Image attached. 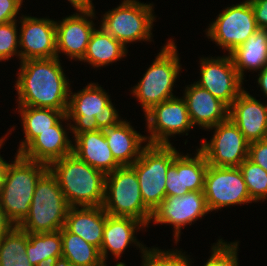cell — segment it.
<instances>
[{
    "mask_svg": "<svg viewBox=\"0 0 267 266\" xmlns=\"http://www.w3.org/2000/svg\"><path fill=\"white\" fill-rule=\"evenodd\" d=\"M204 195L210 212L224 207L255 203L249 195L239 167H216L208 165Z\"/></svg>",
    "mask_w": 267,
    "mask_h": 266,
    "instance_id": "obj_11",
    "label": "cell"
},
{
    "mask_svg": "<svg viewBox=\"0 0 267 266\" xmlns=\"http://www.w3.org/2000/svg\"><path fill=\"white\" fill-rule=\"evenodd\" d=\"M26 255L33 266H55L61 263V230L46 233L26 232Z\"/></svg>",
    "mask_w": 267,
    "mask_h": 266,
    "instance_id": "obj_28",
    "label": "cell"
},
{
    "mask_svg": "<svg viewBox=\"0 0 267 266\" xmlns=\"http://www.w3.org/2000/svg\"><path fill=\"white\" fill-rule=\"evenodd\" d=\"M105 223L106 212L103 206L70 207L64 228L100 250Z\"/></svg>",
    "mask_w": 267,
    "mask_h": 266,
    "instance_id": "obj_25",
    "label": "cell"
},
{
    "mask_svg": "<svg viewBox=\"0 0 267 266\" xmlns=\"http://www.w3.org/2000/svg\"><path fill=\"white\" fill-rule=\"evenodd\" d=\"M18 20L0 25V62L17 56L20 60Z\"/></svg>",
    "mask_w": 267,
    "mask_h": 266,
    "instance_id": "obj_35",
    "label": "cell"
},
{
    "mask_svg": "<svg viewBox=\"0 0 267 266\" xmlns=\"http://www.w3.org/2000/svg\"><path fill=\"white\" fill-rule=\"evenodd\" d=\"M14 158L11 163L8 162L0 203L7 217L18 226L29 214L37 182L49 167L17 153Z\"/></svg>",
    "mask_w": 267,
    "mask_h": 266,
    "instance_id": "obj_4",
    "label": "cell"
},
{
    "mask_svg": "<svg viewBox=\"0 0 267 266\" xmlns=\"http://www.w3.org/2000/svg\"><path fill=\"white\" fill-rule=\"evenodd\" d=\"M195 152L193 157L180 152L174 158L166 174V196H183L190 191H204L208 163L198 147Z\"/></svg>",
    "mask_w": 267,
    "mask_h": 266,
    "instance_id": "obj_18",
    "label": "cell"
},
{
    "mask_svg": "<svg viewBox=\"0 0 267 266\" xmlns=\"http://www.w3.org/2000/svg\"><path fill=\"white\" fill-rule=\"evenodd\" d=\"M204 191H190L183 196H166L152 212L154 224L173 227L174 243L180 240L181 230L209 214Z\"/></svg>",
    "mask_w": 267,
    "mask_h": 266,
    "instance_id": "obj_15",
    "label": "cell"
},
{
    "mask_svg": "<svg viewBox=\"0 0 267 266\" xmlns=\"http://www.w3.org/2000/svg\"><path fill=\"white\" fill-rule=\"evenodd\" d=\"M128 50L100 25L92 32L84 57L80 60L94 68L116 63L127 57Z\"/></svg>",
    "mask_w": 267,
    "mask_h": 266,
    "instance_id": "obj_27",
    "label": "cell"
},
{
    "mask_svg": "<svg viewBox=\"0 0 267 266\" xmlns=\"http://www.w3.org/2000/svg\"><path fill=\"white\" fill-rule=\"evenodd\" d=\"M199 60L200 79L195 83L230 107L245 88L230 54Z\"/></svg>",
    "mask_w": 267,
    "mask_h": 266,
    "instance_id": "obj_14",
    "label": "cell"
},
{
    "mask_svg": "<svg viewBox=\"0 0 267 266\" xmlns=\"http://www.w3.org/2000/svg\"><path fill=\"white\" fill-rule=\"evenodd\" d=\"M21 117L24 138L19 141L17 154H19L37 135L54 126L65 114L52 108L18 106L16 108Z\"/></svg>",
    "mask_w": 267,
    "mask_h": 266,
    "instance_id": "obj_29",
    "label": "cell"
},
{
    "mask_svg": "<svg viewBox=\"0 0 267 266\" xmlns=\"http://www.w3.org/2000/svg\"><path fill=\"white\" fill-rule=\"evenodd\" d=\"M69 208L56 176L48 169L37 182L29 214L18 226L27 233L61 230Z\"/></svg>",
    "mask_w": 267,
    "mask_h": 266,
    "instance_id": "obj_6",
    "label": "cell"
},
{
    "mask_svg": "<svg viewBox=\"0 0 267 266\" xmlns=\"http://www.w3.org/2000/svg\"><path fill=\"white\" fill-rule=\"evenodd\" d=\"M186 252L178 249L148 248L141 256V266H191L194 263Z\"/></svg>",
    "mask_w": 267,
    "mask_h": 266,
    "instance_id": "obj_33",
    "label": "cell"
},
{
    "mask_svg": "<svg viewBox=\"0 0 267 266\" xmlns=\"http://www.w3.org/2000/svg\"><path fill=\"white\" fill-rule=\"evenodd\" d=\"M257 26L267 30V0H250Z\"/></svg>",
    "mask_w": 267,
    "mask_h": 266,
    "instance_id": "obj_38",
    "label": "cell"
},
{
    "mask_svg": "<svg viewBox=\"0 0 267 266\" xmlns=\"http://www.w3.org/2000/svg\"><path fill=\"white\" fill-rule=\"evenodd\" d=\"M73 154L105 175L120 168L107 144L103 130L83 132L73 137Z\"/></svg>",
    "mask_w": 267,
    "mask_h": 266,
    "instance_id": "obj_23",
    "label": "cell"
},
{
    "mask_svg": "<svg viewBox=\"0 0 267 266\" xmlns=\"http://www.w3.org/2000/svg\"><path fill=\"white\" fill-rule=\"evenodd\" d=\"M58 57L20 61L14 85L17 106L67 111L71 84Z\"/></svg>",
    "mask_w": 267,
    "mask_h": 266,
    "instance_id": "obj_1",
    "label": "cell"
},
{
    "mask_svg": "<svg viewBox=\"0 0 267 266\" xmlns=\"http://www.w3.org/2000/svg\"><path fill=\"white\" fill-rule=\"evenodd\" d=\"M19 16L20 61L56 57V24L49 17Z\"/></svg>",
    "mask_w": 267,
    "mask_h": 266,
    "instance_id": "obj_16",
    "label": "cell"
},
{
    "mask_svg": "<svg viewBox=\"0 0 267 266\" xmlns=\"http://www.w3.org/2000/svg\"><path fill=\"white\" fill-rule=\"evenodd\" d=\"M103 209L110 216L132 217L150 227L152 212L145 206L138 178L131 166L106 175Z\"/></svg>",
    "mask_w": 267,
    "mask_h": 266,
    "instance_id": "obj_9",
    "label": "cell"
},
{
    "mask_svg": "<svg viewBox=\"0 0 267 266\" xmlns=\"http://www.w3.org/2000/svg\"><path fill=\"white\" fill-rule=\"evenodd\" d=\"M147 226L132 217L110 216L106 213V223L103 232V240L100 248L102 261L106 264L108 260V252L112 254L114 259L120 260L121 255L128 246H136L141 252V256L148 249L141 241H138L135 234Z\"/></svg>",
    "mask_w": 267,
    "mask_h": 266,
    "instance_id": "obj_20",
    "label": "cell"
},
{
    "mask_svg": "<svg viewBox=\"0 0 267 266\" xmlns=\"http://www.w3.org/2000/svg\"><path fill=\"white\" fill-rule=\"evenodd\" d=\"M183 91L193 127L197 125L208 130L229 118V107L195 82L185 86Z\"/></svg>",
    "mask_w": 267,
    "mask_h": 266,
    "instance_id": "obj_22",
    "label": "cell"
},
{
    "mask_svg": "<svg viewBox=\"0 0 267 266\" xmlns=\"http://www.w3.org/2000/svg\"><path fill=\"white\" fill-rule=\"evenodd\" d=\"M0 266H33L26 255V231L19 226L0 242Z\"/></svg>",
    "mask_w": 267,
    "mask_h": 266,
    "instance_id": "obj_31",
    "label": "cell"
},
{
    "mask_svg": "<svg viewBox=\"0 0 267 266\" xmlns=\"http://www.w3.org/2000/svg\"><path fill=\"white\" fill-rule=\"evenodd\" d=\"M55 266H78V265H73V264H69V263L61 262V263H59V264H56Z\"/></svg>",
    "mask_w": 267,
    "mask_h": 266,
    "instance_id": "obj_43",
    "label": "cell"
},
{
    "mask_svg": "<svg viewBox=\"0 0 267 266\" xmlns=\"http://www.w3.org/2000/svg\"><path fill=\"white\" fill-rule=\"evenodd\" d=\"M210 130H214L213 136L208 141L204 138L198 148L208 165L238 167L248 158L249 142L230 118L208 129Z\"/></svg>",
    "mask_w": 267,
    "mask_h": 266,
    "instance_id": "obj_12",
    "label": "cell"
},
{
    "mask_svg": "<svg viewBox=\"0 0 267 266\" xmlns=\"http://www.w3.org/2000/svg\"><path fill=\"white\" fill-rule=\"evenodd\" d=\"M70 207L103 206L106 175L73 153L49 166Z\"/></svg>",
    "mask_w": 267,
    "mask_h": 266,
    "instance_id": "obj_2",
    "label": "cell"
},
{
    "mask_svg": "<svg viewBox=\"0 0 267 266\" xmlns=\"http://www.w3.org/2000/svg\"><path fill=\"white\" fill-rule=\"evenodd\" d=\"M15 227V224L7 217L0 203V242Z\"/></svg>",
    "mask_w": 267,
    "mask_h": 266,
    "instance_id": "obj_39",
    "label": "cell"
},
{
    "mask_svg": "<svg viewBox=\"0 0 267 266\" xmlns=\"http://www.w3.org/2000/svg\"><path fill=\"white\" fill-rule=\"evenodd\" d=\"M24 0H0V25L15 21Z\"/></svg>",
    "mask_w": 267,
    "mask_h": 266,
    "instance_id": "obj_37",
    "label": "cell"
},
{
    "mask_svg": "<svg viewBox=\"0 0 267 266\" xmlns=\"http://www.w3.org/2000/svg\"><path fill=\"white\" fill-rule=\"evenodd\" d=\"M172 39L167 40L143 77L130 91L140 102L144 114L153 106L176 97L173 88L182 67L178 46Z\"/></svg>",
    "mask_w": 267,
    "mask_h": 266,
    "instance_id": "obj_5",
    "label": "cell"
},
{
    "mask_svg": "<svg viewBox=\"0 0 267 266\" xmlns=\"http://www.w3.org/2000/svg\"><path fill=\"white\" fill-rule=\"evenodd\" d=\"M238 167L243 175L250 198L255 203L267 200V171L249 158L244 160Z\"/></svg>",
    "mask_w": 267,
    "mask_h": 266,
    "instance_id": "obj_32",
    "label": "cell"
},
{
    "mask_svg": "<svg viewBox=\"0 0 267 266\" xmlns=\"http://www.w3.org/2000/svg\"><path fill=\"white\" fill-rule=\"evenodd\" d=\"M211 245V256L203 266H239V241L226 242L221 238Z\"/></svg>",
    "mask_w": 267,
    "mask_h": 266,
    "instance_id": "obj_34",
    "label": "cell"
},
{
    "mask_svg": "<svg viewBox=\"0 0 267 266\" xmlns=\"http://www.w3.org/2000/svg\"><path fill=\"white\" fill-rule=\"evenodd\" d=\"M87 84L80 91L70 90L66 116L70 123L74 122L70 124L73 137L83 132L113 127L123 120L108 92L98 83Z\"/></svg>",
    "mask_w": 267,
    "mask_h": 266,
    "instance_id": "obj_3",
    "label": "cell"
},
{
    "mask_svg": "<svg viewBox=\"0 0 267 266\" xmlns=\"http://www.w3.org/2000/svg\"><path fill=\"white\" fill-rule=\"evenodd\" d=\"M257 82L258 87H260L261 92L264 93V96L267 97V65L258 72Z\"/></svg>",
    "mask_w": 267,
    "mask_h": 266,
    "instance_id": "obj_42",
    "label": "cell"
},
{
    "mask_svg": "<svg viewBox=\"0 0 267 266\" xmlns=\"http://www.w3.org/2000/svg\"><path fill=\"white\" fill-rule=\"evenodd\" d=\"M62 260L61 262L78 266H107L102 261L97 247L86 242L82 237L61 229Z\"/></svg>",
    "mask_w": 267,
    "mask_h": 266,
    "instance_id": "obj_30",
    "label": "cell"
},
{
    "mask_svg": "<svg viewBox=\"0 0 267 266\" xmlns=\"http://www.w3.org/2000/svg\"><path fill=\"white\" fill-rule=\"evenodd\" d=\"M153 3L123 0L101 17L100 26L124 47L134 42L152 41L153 22H156Z\"/></svg>",
    "mask_w": 267,
    "mask_h": 266,
    "instance_id": "obj_7",
    "label": "cell"
},
{
    "mask_svg": "<svg viewBox=\"0 0 267 266\" xmlns=\"http://www.w3.org/2000/svg\"><path fill=\"white\" fill-rule=\"evenodd\" d=\"M248 158L267 171V138L249 143Z\"/></svg>",
    "mask_w": 267,
    "mask_h": 266,
    "instance_id": "obj_36",
    "label": "cell"
},
{
    "mask_svg": "<svg viewBox=\"0 0 267 266\" xmlns=\"http://www.w3.org/2000/svg\"><path fill=\"white\" fill-rule=\"evenodd\" d=\"M179 150L173 144H146L131 165L135 170L145 206L153 212L166 197V174Z\"/></svg>",
    "mask_w": 267,
    "mask_h": 266,
    "instance_id": "obj_8",
    "label": "cell"
},
{
    "mask_svg": "<svg viewBox=\"0 0 267 266\" xmlns=\"http://www.w3.org/2000/svg\"><path fill=\"white\" fill-rule=\"evenodd\" d=\"M103 132L113 157L121 166H131L148 144L146 135L138 133L127 119Z\"/></svg>",
    "mask_w": 267,
    "mask_h": 266,
    "instance_id": "obj_24",
    "label": "cell"
},
{
    "mask_svg": "<svg viewBox=\"0 0 267 266\" xmlns=\"http://www.w3.org/2000/svg\"><path fill=\"white\" fill-rule=\"evenodd\" d=\"M65 121V122H64ZM65 127L63 126L64 123ZM69 120L66 114L49 130L37 135L19 154L28 160L42 162L50 165L52 162L62 159L73 152V140L69 138L71 132ZM67 130H69L67 132Z\"/></svg>",
    "mask_w": 267,
    "mask_h": 266,
    "instance_id": "obj_19",
    "label": "cell"
},
{
    "mask_svg": "<svg viewBox=\"0 0 267 266\" xmlns=\"http://www.w3.org/2000/svg\"><path fill=\"white\" fill-rule=\"evenodd\" d=\"M148 144H172L175 135H188L191 124L187 105L183 97H174L153 106L144 114Z\"/></svg>",
    "mask_w": 267,
    "mask_h": 266,
    "instance_id": "obj_13",
    "label": "cell"
},
{
    "mask_svg": "<svg viewBox=\"0 0 267 266\" xmlns=\"http://www.w3.org/2000/svg\"><path fill=\"white\" fill-rule=\"evenodd\" d=\"M7 135H11V133L7 132L5 134V136L0 138V149L2 148V145L5 144L4 142L6 141V139L8 137ZM3 158L4 157H2L0 154V193H1L2 186H3L5 172H6V169L8 166V162L5 161V159H3Z\"/></svg>",
    "mask_w": 267,
    "mask_h": 266,
    "instance_id": "obj_41",
    "label": "cell"
},
{
    "mask_svg": "<svg viewBox=\"0 0 267 266\" xmlns=\"http://www.w3.org/2000/svg\"><path fill=\"white\" fill-rule=\"evenodd\" d=\"M96 11H76L56 24V57L67 55L70 60L80 61L86 52L92 32L95 30L93 19ZM95 26V27H94Z\"/></svg>",
    "mask_w": 267,
    "mask_h": 266,
    "instance_id": "obj_17",
    "label": "cell"
},
{
    "mask_svg": "<svg viewBox=\"0 0 267 266\" xmlns=\"http://www.w3.org/2000/svg\"><path fill=\"white\" fill-rule=\"evenodd\" d=\"M229 54L243 81L247 70L261 71L267 65V30L259 28Z\"/></svg>",
    "mask_w": 267,
    "mask_h": 266,
    "instance_id": "obj_26",
    "label": "cell"
},
{
    "mask_svg": "<svg viewBox=\"0 0 267 266\" xmlns=\"http://www.w3.org/2000/svg\"><path fill=\"white\" fill-rule=\"evenodd\" d=\"M76 11H95L93 0H67Z\"/></svg>",
    "mask_w": 267,
    "mask_h": 266,
    "instance_id": "obj_40",
    "label": "cell"
},
{
    "mask_svg": "<svg viewBox=\"0 0 267 266\" xmlns=\"http://www.w3.org/2000/svg\"><path fill=\"white\" fill-rule=\"evenodd\" d=\"M115 266H126V264L124 262L119 261L115 264Z\"/></svg>",
    "mask_w": 267,
    "mask_h": 266,
    "instance_id": "obj_44",
    "label": "cell"
},
{
    "mask_svg": "<svg viewBox=\"0 0 267 266\" xmlns=\"http://www.w3.org/2000/svg\"><path fill=\"white\" fill-rule=\"evenodd\" d=\"M229 118L249 142L267 138V103L244 89L229 107Z\"/></svg>",
    "mask_w": 267,
    "mask_h": 266,
    "instance_id": "obj_21",
    "label": "cell"
},
{
    "mask_svg": "<svg viewBox=\"0 0 267 266\" xmlns=\"http://www.w3.org/2000/svg\"><path fill=\"white\" fill-rule=\"evenodd\" d=\"M258 29L250 0H244L220 11L205 35L229 54Z\"/></svg>",
    "mask_w": 267,
    "mask_h": 266,
    "instance_id": "obj_10",
    "label": "cell"
}]
</instances>
